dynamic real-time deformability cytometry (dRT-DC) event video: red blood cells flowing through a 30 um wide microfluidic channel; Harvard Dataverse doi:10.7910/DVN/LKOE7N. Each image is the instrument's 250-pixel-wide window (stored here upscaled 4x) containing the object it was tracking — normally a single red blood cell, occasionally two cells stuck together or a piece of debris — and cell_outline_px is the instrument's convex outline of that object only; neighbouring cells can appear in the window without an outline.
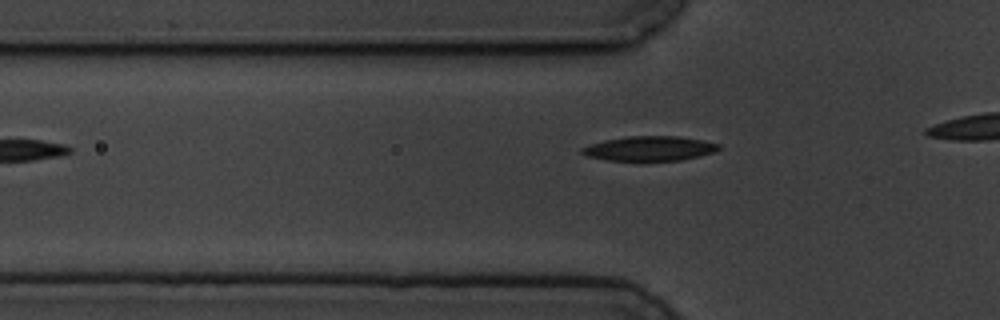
{"species": "common noctule bat (a hibernating species)", "species_latin": "Nyctalus noctula", "temperature_condition": "cold", "stored_images_in_passage": 4, "camera_frame_rate_fps": 3000, "um_per_image_px": 0.085, "animal": {"sex": "male", "body_mass_g": 19.5, "forearm_length_mm": 54.6}, "frame": {"image": 1, "passage_image": 4, "time_ms": 3.667, "image_size_px": [1000, 320], "cell_outline_px": [[720, 148], [716, 152], [700, 156], [680, 160], [608, 160], [588, 156], [580, 152], [580, 148], [604, 140], [628, 136], [680, 136], [720, 144]], "centroid_in_image_um": [55.24, 12.61], "position_along_channel_um": 70.6, "area_um2": 19.48}}